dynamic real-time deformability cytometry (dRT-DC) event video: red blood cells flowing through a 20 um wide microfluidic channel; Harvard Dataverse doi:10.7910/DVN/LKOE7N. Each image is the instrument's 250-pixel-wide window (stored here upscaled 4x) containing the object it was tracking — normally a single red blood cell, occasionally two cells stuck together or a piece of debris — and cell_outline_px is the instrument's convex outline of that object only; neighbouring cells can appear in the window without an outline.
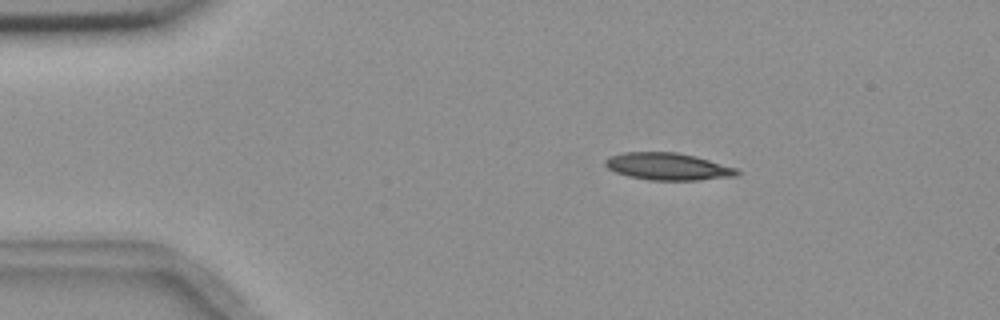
{"species": "common noctule bat (a hibernating species)", "species_latin": "Nyctalus noctula", "temperature_condition": "room temperature", "stored_images_in_passage": 9, "camera_frame_rate_fps": 3000, "um_per_image_px": 0.085, "animal": {"sex": "female", "body_mass_g": 18.4}, "frame": {"image": 1, "passage_image": 2, "time_ms": 1.0, "image_size_px": [1000, 320], "cell_outline_px": [[740, 172], [736, 176], [700, 180], [648, 180], [628, 176], [616, 172], [608, 168], [604, 164], [604, 160], [608, 156], [624, 152], [676, 152], [696, 156], [736, 168]], "centroid_in_image_um": [56.74, 14.15], "position_along_channel_um": 28.3, "area_um2": 20.92}}
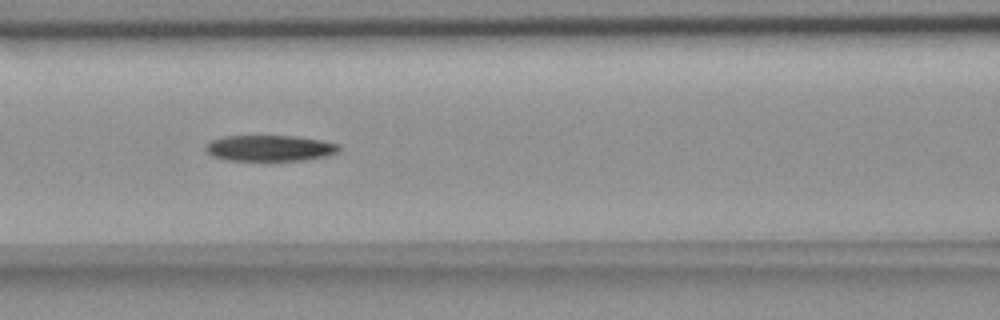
{"frame": {"image": 2, "passage_image": 6, "time_ms": 5.667, "image_size_px": [1000, 320], "cell_outline_px": [[340, 148], [336, 152], [324, 156], [304, 160], [228, 160], [212, 156], [204, 148], [204, 144], [212, 140], [224, 136], [296, 136], [320, 140], [340, 144]], "centroid_in_image_um": [22.89, 12.58], "position_along_channel_um": 143.7, "area_um2": 20.06}}
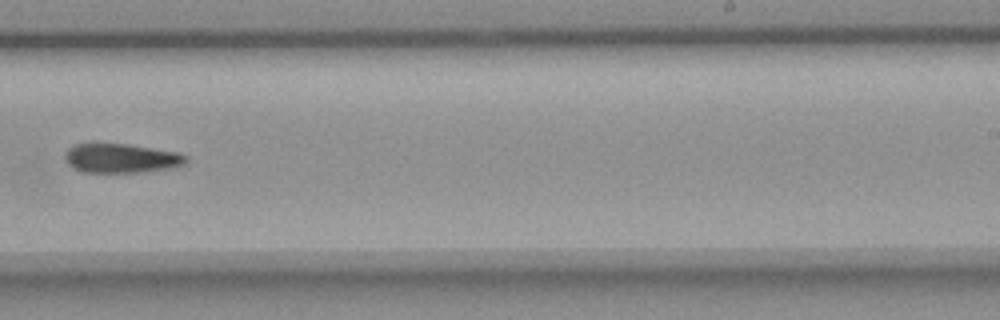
{"frame": {"image": 3, "passage_image": 9, "time_ms": 9.333, "image_size_px": [1000, 320], "cell_outline_px": [[188, 160], [184, 164], [172, 168], [144, 172], [80, 172], [72, 168], [64, 160], [64, 152], [68, 148], [76, 144], [124, 144], [180, 152], [188, 156]], "centroid_in_image_um": [10.3, 13.46], "position_along_channel_um": 278.7, "area_um2": 20.81}}